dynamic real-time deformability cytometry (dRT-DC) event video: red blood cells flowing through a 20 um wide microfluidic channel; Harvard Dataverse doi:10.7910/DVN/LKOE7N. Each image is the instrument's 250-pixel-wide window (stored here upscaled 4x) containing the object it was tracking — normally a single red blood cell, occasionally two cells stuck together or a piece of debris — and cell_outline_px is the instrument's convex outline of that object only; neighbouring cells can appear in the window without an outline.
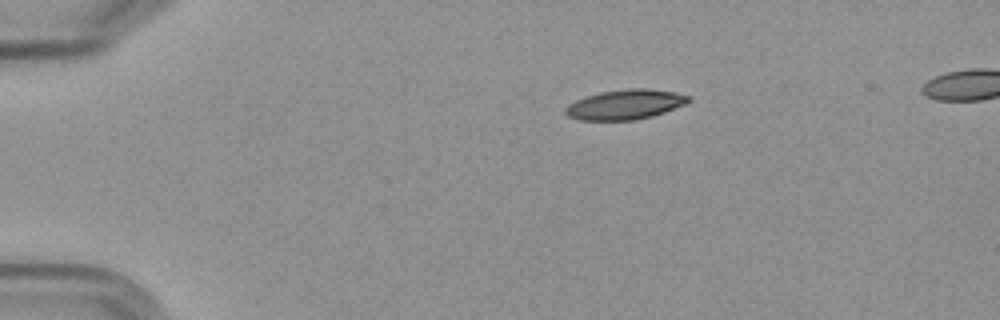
{"species": "Egyptian fruit bat (a non-hibernating species)", "species_latin": "Rousettus aegyptiacus", "temperature_condition": "cold", "stored_images_in_passage": 48, "segment_of_instrument_passage": [1, 2], "camera_frame_rate_fps": 3000, "um_per_image_px": 0.085, "frame": {"image": 1, "passage_image": 1, "time_ms": 0.0, "image_size_px": [1000, 320], "cell_outline_px": [[692, 100], [684, 104], [664, 112], [652, 116], [632, 120], [580, 120], [568, 116], [564, 112], [564, 108], [568, 104], [576, 100], [600, 92], [628, 88], [648, 88], [672, 92], [692, 96]], "centroid_in_image_um": [53.14, 8.88], "position_along_channel_um": 31.9, "area_um2": 21.33}}
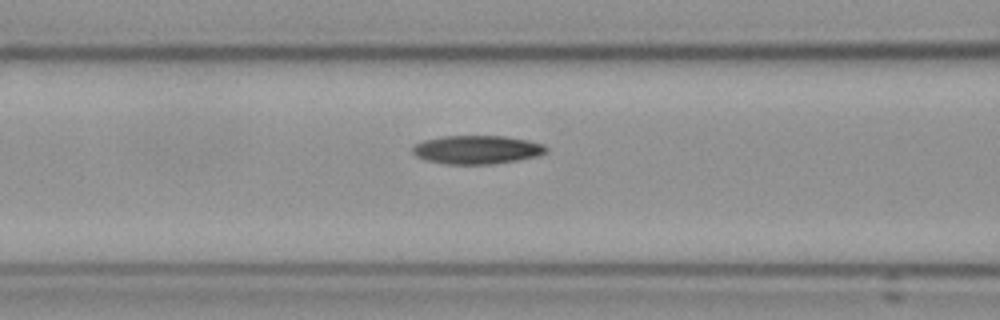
{"frame": {"image": 2, "passage_image": 14, "time_ms": 4.333, "image_size_px": [1000, 320], "cell_outline_px": [[548, 148], [544, 152], [536, 156], [496, 164], [444, 164], [424, 160], [416, 156], [412, 152], [412, 148], [416, 144], [424, 140], [444, 136], [504, 136], [528, 140], [544, 144]], "centroid_in_image_um": [40.51, 12.72], "position_along_channel_um": 126.1, "area_um2": 22.2}}
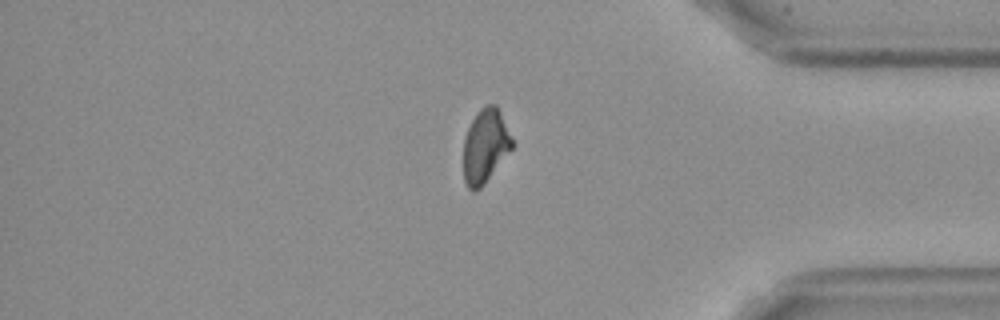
{"frame": {"image": 3, "passage_image": 38, "time_ms": 12.333, "image_size_px": [1000, 320], "cell_outline_px": [[512, 148], [484, 184], [480, 188], [472, 192], [468, 188], [464, 180], [464, 140], [468, 128], [476, 112], [480, 108], [488, 104], [496, 104], [500, 112], [512, 140]], "centroid_in_image_um": [41.22, 12.41], "position_along_channel_um": 394.0, "area_um2": 20.58}}